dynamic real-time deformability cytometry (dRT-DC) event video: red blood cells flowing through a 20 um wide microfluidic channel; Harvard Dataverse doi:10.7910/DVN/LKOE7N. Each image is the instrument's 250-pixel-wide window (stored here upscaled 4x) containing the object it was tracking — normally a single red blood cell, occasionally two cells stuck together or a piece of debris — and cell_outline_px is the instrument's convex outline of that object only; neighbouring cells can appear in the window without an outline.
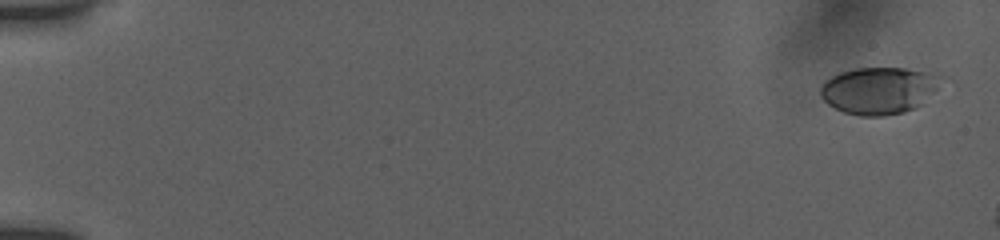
{"species": "human", "species_latin": "Homo sapiens", "temperature_condition": "room temperature", "stored_images_in_passage": 5, "camera_frame_rate_fps": 3000, "um_per_image_px": 0.085, "donor": {"sex": "female"}, "frame": {"image": 1, "passage_image": 1, "time_ms": 0.0, "image_size_px": [1000, 240], "cell_outline_px": [[948, 76], [924, 104], [916, 108], [904, 112], [884, 116], [860, 116], [844, 112], [828, 104], [820, 96], [820, 88], [824, 80], [840, 72], [856, 68], [904, 68], [940, 72]], "centroid_in_image_um": [74.81, 7.67], "position_along_channel_um": 10.2, "area_um2": 33.93}}